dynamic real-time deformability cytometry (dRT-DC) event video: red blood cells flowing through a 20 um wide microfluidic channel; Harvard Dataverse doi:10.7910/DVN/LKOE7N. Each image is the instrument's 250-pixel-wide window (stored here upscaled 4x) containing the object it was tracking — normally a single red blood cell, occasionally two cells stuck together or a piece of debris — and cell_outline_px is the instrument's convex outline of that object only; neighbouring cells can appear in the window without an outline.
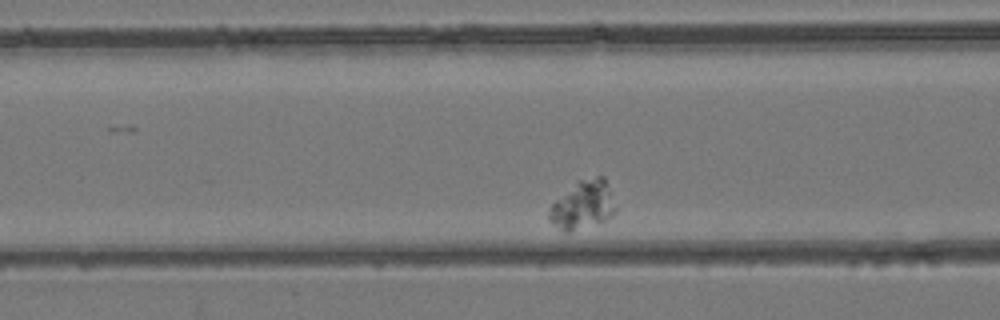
{"species": "common noctule bat (a hibernating species)", "species_latin": "Nyctalus noctula", "temperature_condition": "room temperature", "stored_images_in_passage": 30, "camera_frame_rate_fps": 3000, "um_per_image_px": 0.085, "animal": {"sex": "female", "body_mass_g": 24.6, "forearm_length_mm": 56.2}, "frame": {"image": 1, "passage_image": 7, "time_ms": 2.0, "image_size_px": [1000, 320], "cell_outline_px": [[616, 212], [612, 216], [604, 220], [568, 232], [564, 232], [548, 220], [548, 212], [552, 204], [576, 180], [596, 176], [604, 176], [616, 208]], "centroid_in_image_um": [49.53, 17.4], "position_along_channel_um": 117.1, "area_um2": 18.55}}
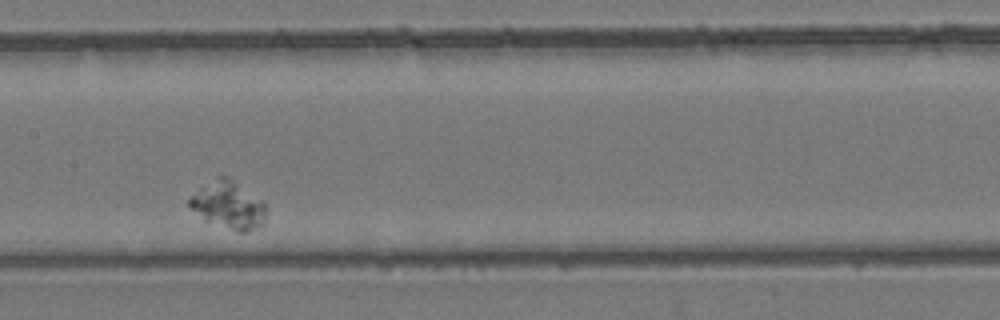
{"frame": {"image": 2, "passage_image": 13, "time_ms": 4.0, "image_size_px": [1000, 320], "cell_outline_px": [[264, 224], [260, 228], [248, 232], [236, 232], [208, 220], [192, 208], [188, 204], [188, 200], [200, 188], [216, 176], [224, 176], [232, 180], [264, 200]], "centroid_in_image_um": [19.47, 17.44], "position_along_channel_um": 187.9, "area_um2": 20.75}}
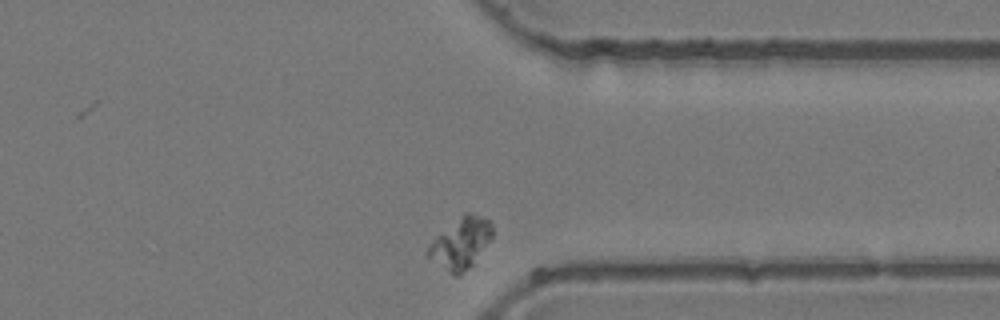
{"frame": {"image": 3, "passage_image": 28, "time_ms": 9.0, "image_size_px": [1000, 320], "cell_outline_px": [[492, 240], [472, 264], [460, 276], [456, 276], [448, 272], [424, 256], [424, 252], [428, 244], [436, 236], [464, 212], [472, 212], [484, 216], [492, 224]], "centroid_in_image_um": [39.13, 20.67], "position_along_channel_um": 372.3, "area_um2": 19.54}}